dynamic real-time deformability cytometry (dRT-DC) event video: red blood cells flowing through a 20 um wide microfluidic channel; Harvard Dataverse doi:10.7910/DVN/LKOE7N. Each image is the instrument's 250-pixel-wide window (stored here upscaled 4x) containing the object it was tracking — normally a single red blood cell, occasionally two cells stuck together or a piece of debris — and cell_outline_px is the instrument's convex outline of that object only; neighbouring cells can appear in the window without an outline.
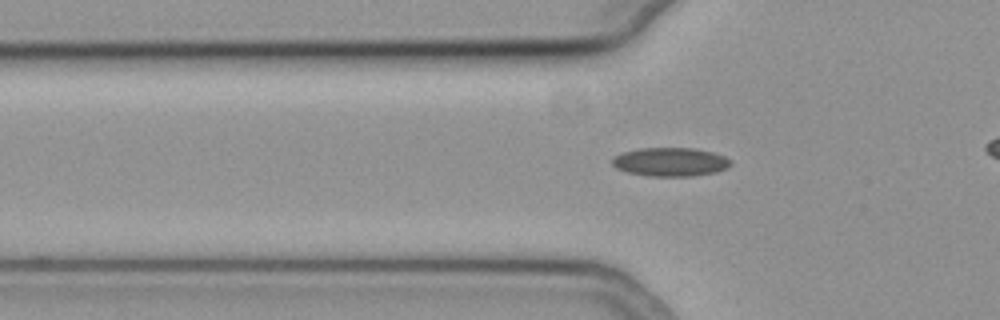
{"species": "common noctule bat (a hibernating species)", "species_latin": "Nyctalus noctula", "temperature_condition": "cold", "stored_images_in_passage": 32, "camera_frame_rate_fps": 3000, "um_per_image_px": 0.085, "animal": {"sex": "female", "body_mass_g": 19.3, "forearm_length_mm": 54.1}, "frame": {"image": 1, "passage_image": 8, "time_ms": 2.333, "image_size_px": [1000, 320], "cell_outline_px": [[732, 164], [728, 168], [716, 172], [692, 176], [648, 176], [628, 172], [616, 168], [612, 164], [612, 160], [616, 156], [624, 152], [640, 148], [692, 148], [712, 152], [724, 156], [732, 160]], "centroid_in_image_um": [57.02, 13.77], "position_along_channel_um": 68.8, "area_um2": 19.77}}
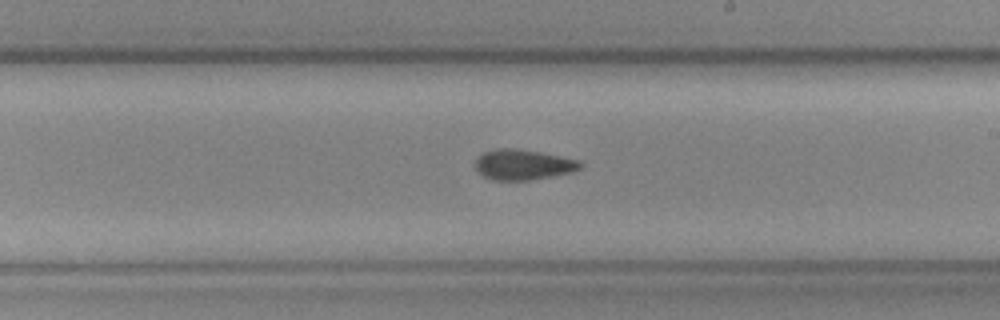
{"frame": {"image": 2, "passage_image": 22, "time_ms": 7.0, "image_size_px": [1000, 320], "cell_outline_px": [[584, 168], [572, 172], [552, 176], [528, 180], [492, 180], [484, 176], [476, 168], [476, 160], [484, 152], [500, 148], [512, 148], [540, 152], [580, 160], [584, 164]], "centroid_in_image_um": [44.53, 14.0], "position_along_channel_um": 244.5, "area_um2": 18.5}}
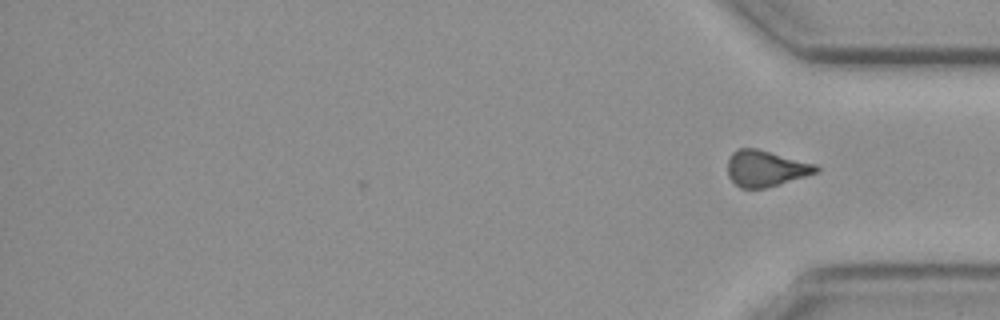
{"frame": {"image": 3, "passage_image": 32, "time_ms": 10.333, "image_size_px": [1000, 320], "cell_outline_px": [[820, 172], [764, 188], [740, 188], [728, 176], [728, 160], [732, 152], [740, 148], [756, 148], [816, 164], [820, 168]], "centroid_in_image_um": [65.1, 14.31], "position_along_channel_um": 370.1, "area_um2": 18.5}, "authors_computed_cell_mechanics": {"area_um2": 19.1029, "velocity_mm_per_s": 3.7835, "shape_relaxation_time_tau1_ms": null, "shape_relaxation_time_tau2_ms": 4.6114, "deformation_change_tau1": null, "deformation_change_tau2": 0.0995}}